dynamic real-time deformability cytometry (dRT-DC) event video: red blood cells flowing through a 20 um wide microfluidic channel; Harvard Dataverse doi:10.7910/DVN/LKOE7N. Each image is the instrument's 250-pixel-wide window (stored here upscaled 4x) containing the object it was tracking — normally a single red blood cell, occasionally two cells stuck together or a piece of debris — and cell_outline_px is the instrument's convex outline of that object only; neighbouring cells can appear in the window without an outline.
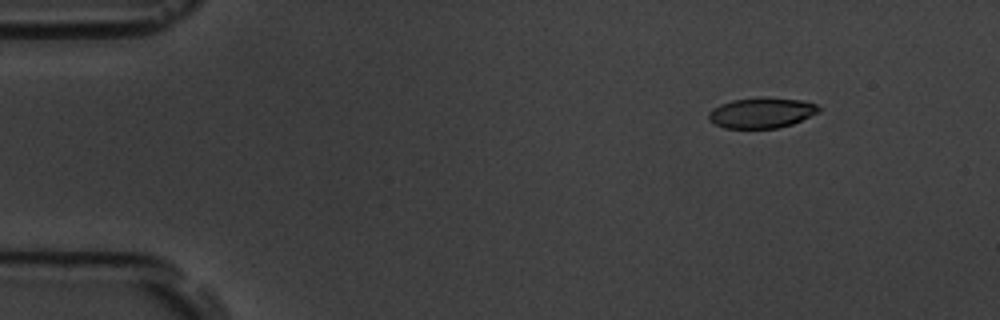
{"species": "common noctule bat (a hibernating species)", "species_latin": "Nyctalus noctula", "temperature_condition": "room temperature", "stored_images_in_passage": 3, "camera_frame_rate_fps": 3000, "um_per_image_px": 0.085, "animal": {"sex": "male", "body_mass_g": 19.5, "forearm_length_mm": 54.6}, "frame": {"image": 1, "passage_image": 1, "time_ms": 0.0, "image_size_px": [1000, 320], "cell_outline_px": [[820, 112], [792, 124], [776, 128], [724, 128], [708, 120], [708, 112], [712, 108], [720, 104], [732, 100], [760, 96], [764, 96], [804, 100], [816, 104], [820, 108]], "centroid_in_image_um": [64.73, 9.56], "position_along_channel_um": 20.3, "area_um2": 19.88}}